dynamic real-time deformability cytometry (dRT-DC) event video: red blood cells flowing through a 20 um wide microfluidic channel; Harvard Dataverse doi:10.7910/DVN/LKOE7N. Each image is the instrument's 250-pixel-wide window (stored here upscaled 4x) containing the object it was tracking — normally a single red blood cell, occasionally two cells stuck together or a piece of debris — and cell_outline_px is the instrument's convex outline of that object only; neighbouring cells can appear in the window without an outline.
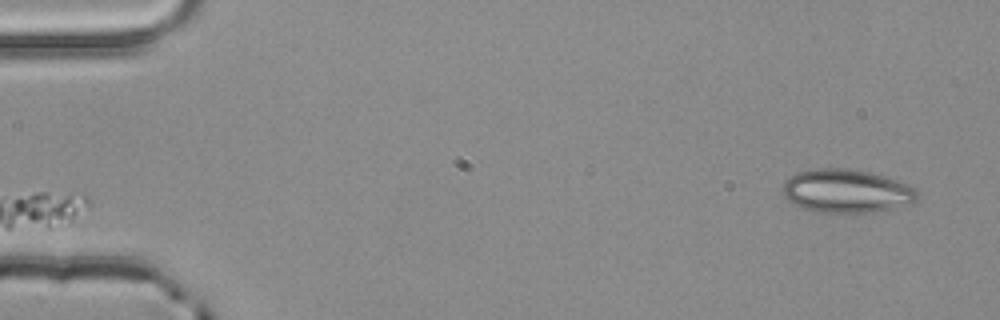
{"species": "common noctule bat (a hibernating species)", "species_latin": "Nyctalus noctula", "temperature_condition": "room temperature", "stored_images_in_passage": 3, "camera_frame_rate_fps": 3000, "um_per_image_px": 0.085, "animal": {"sex": "male", "body_mass_g": 20.4}, "frame": {"image": 1, "passage_image": 1, "time_ms": 0.0, "image_size_px": [1000, 320], "cell_outline_px": [[916, 200], [892, 208], [876, 212], [812, 212], [788, 200], [784, 196], [784, 180], [788, 176], [800, 172], [816, 168], [844, 168], [868, 172], [896, 180], [908, 184], [916, 188]], "centroid_in_image_um": [71.91, 16.23], "position_along_channel_um": 13.1, "area_um2": 33.64}}
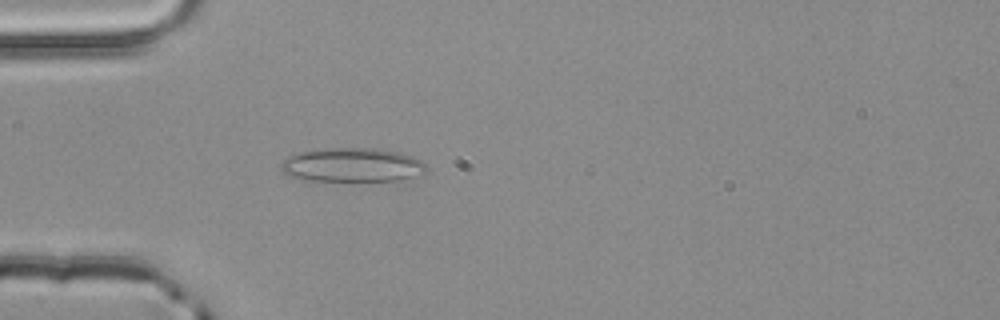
{"frame": {"image": 2, "passage_image": 3, "time_ms": 0.667, "image_size_px": [1000, 320], "cell_outline_px": [[428, 168], [424, 172], [400, 180], [312, 180], [288, 176], [280, 168], [280, 164], [284, 160], [292, 156], [304, 152], [332, 148], [376, 148], [400, 152], [412, 156], [420, 160]], "centroid_in_image_um": [29.97, 14.02], "position_along_channel_um": 55.0, "area_um2": 28.15}}